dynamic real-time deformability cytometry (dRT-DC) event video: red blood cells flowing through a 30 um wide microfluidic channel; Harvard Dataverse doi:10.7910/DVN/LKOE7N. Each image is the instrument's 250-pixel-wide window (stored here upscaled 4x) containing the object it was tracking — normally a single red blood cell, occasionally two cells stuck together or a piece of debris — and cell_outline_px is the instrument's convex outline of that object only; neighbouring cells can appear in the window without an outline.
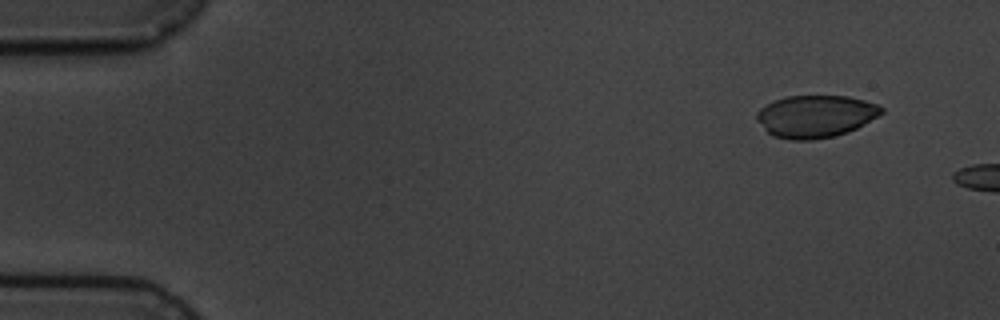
{"species": "common noctule bat (a hibernating species)", "species_latin": "Nyctalus noctula", "temperature_condition": "cold", "stored_images_in_passage": 2, "camera_frame_rate_fps": 3000, "um_per_image_px": 0.085, "animal": {"sex": "male", "body_mass_g": 19.5, "forearm_length_mm": 54.6}, "frame": {"image": 1, "passage_image": 1, "time_ms": 0.0, "image_size_px": [1000, 320], "cell_outline_px": [[884, 112], [856, 128], [848, 132], [836, 136], [812, 140], [788, 140], [772, 136], [756, 120], [756, 112], [760, 108], [776, 100], [788, 96], [848, 96], [864, 100], [876, 104], [884, 108]], "centroid_in_image_um": [69.31, 9.9], "position_along_channel_um": 15.7, "area_um2": 30.75}}